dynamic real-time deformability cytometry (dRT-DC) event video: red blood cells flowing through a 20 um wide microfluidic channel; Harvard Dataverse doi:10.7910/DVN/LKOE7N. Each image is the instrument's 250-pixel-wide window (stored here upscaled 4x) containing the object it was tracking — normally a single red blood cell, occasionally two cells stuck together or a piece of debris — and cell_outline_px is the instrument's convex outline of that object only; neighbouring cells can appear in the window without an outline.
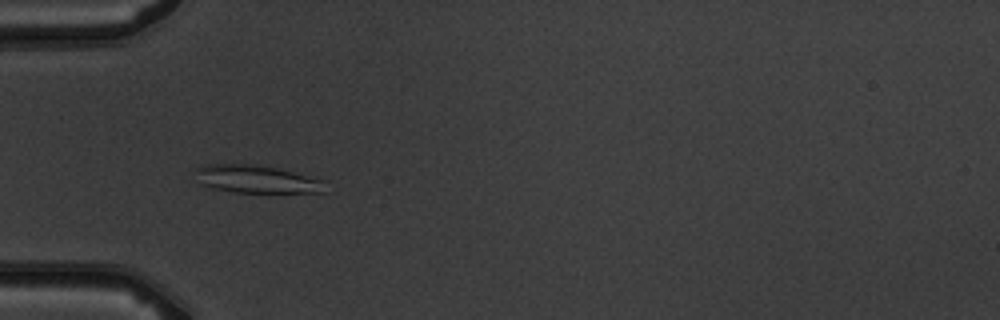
{"species": "common noctule bat (a hibernating species)", "species_latin": "Nyctalus noctula", "temperature_condition": "warm", "stored_images_in_passage": 8, "camera_frame_rate_fps": 3000, "um_per_image_px": 0.085, "animal": {"sex": "male", "body_mass_g": 19.5, "forearm_length_mm": 54.6}, "frame": {"image": 1, "passage_image": 5, "time_ms": 4.667, "image_size_px": [1000, 320], "cell_outline_px": [[328, 180], [324, 192], [232, 192], [212, 188], [200, 184], [196, 168], [208, 164], [240, 160], [276, 168]], "centroid_in_image_um": [21.8, 15.18], "position_along_channel_um": 63.2, "area_um2": 21.79}}
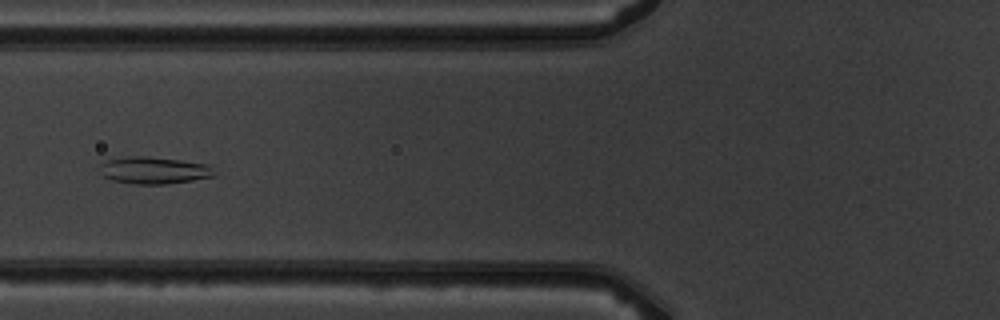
{"frame": {"image": 2, "passage_image": 6, "time_ms": 6.0, "image_size_px": [1000, 320], "cell_outline_px": [[212, 176], [192, 180], [164, 184], [132, 184], [112, 180], [100, 176], [100, 164], [108, 160], [128, 156], [148, 156], [212, 164]], "centroid_in_image_um": [13.03, 14.47], "position_along_channel_um": 112.8, "area_um2": 18.09}}